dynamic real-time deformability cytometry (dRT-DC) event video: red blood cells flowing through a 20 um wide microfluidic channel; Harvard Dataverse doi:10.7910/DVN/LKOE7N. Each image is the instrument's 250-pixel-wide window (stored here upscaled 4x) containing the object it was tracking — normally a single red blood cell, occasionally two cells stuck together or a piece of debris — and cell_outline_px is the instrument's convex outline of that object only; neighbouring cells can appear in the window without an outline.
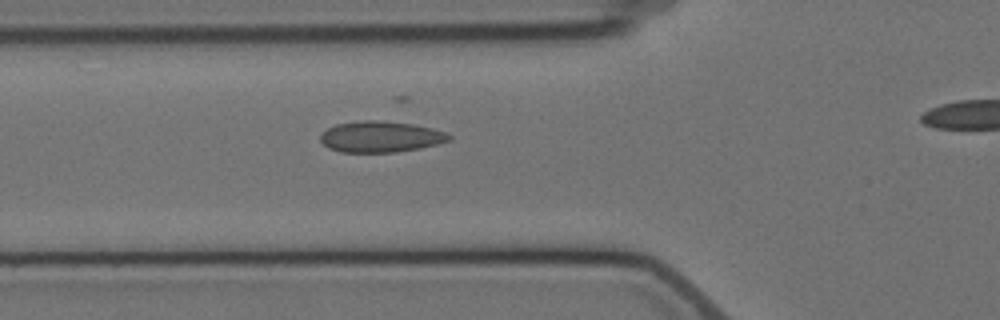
{"species": "Egyptian fruit bat (a non-hibernating species)", "species_latin": "Rousettus aegyptiacus", "temperature_condition": "cold", "stored_images_in_passage": 3, "segment_of_instrument_passage": [1, 2], "camera_frame_rate_fps": 3000, "um_per_image_px": 0.085, "animal": {"sex": "female"}, "frame": {"image": 1, "passage_image": 2, "time_ms": 1.0, "image_size_px": [1000, 320], "cell_outline_px": [[452, 140], [420, 148], [396, 152], [340, 152], [328, 148], [320, 140], [320, 136], [328, 128], [336, 124], [360, 120], [376, 120], [412, 124], [432, 128], [444, 132], [452, 136]], "centroid_in_image_um": [32.35, 11.62], "position_along_channel_um": 93.5, "area_um2": 23.24}}